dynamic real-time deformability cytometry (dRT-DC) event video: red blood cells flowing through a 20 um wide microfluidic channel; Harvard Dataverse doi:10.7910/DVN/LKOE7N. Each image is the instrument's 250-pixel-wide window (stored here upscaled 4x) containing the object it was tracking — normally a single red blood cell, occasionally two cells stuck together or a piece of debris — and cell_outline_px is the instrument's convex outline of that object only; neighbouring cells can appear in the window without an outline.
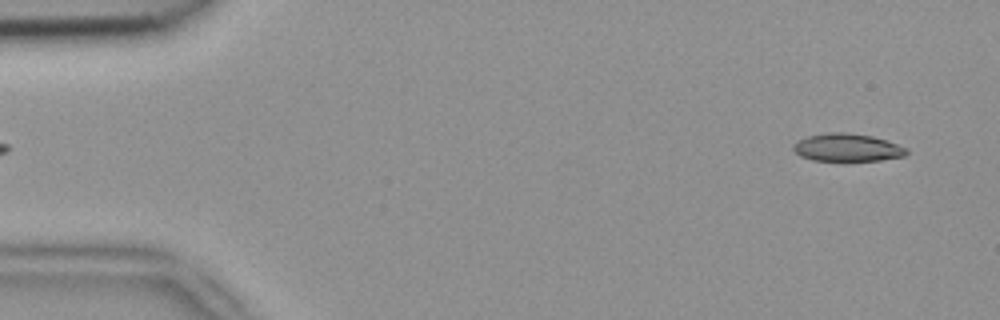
{"species": "common noctule bat (a hibernating species)", "species_latin": "Nyctalus noctula", "temperature_condition": "room temperature", "stored_images_in_passage": 50, "camera_frame_rate_fps": 3000, "um_per_image_px": 0.085, "animal": {"sex": "female", "body_mass_g": 18.4}, "frame": {"image": 1, "passage_image": 2, "time_ms": 0.333, "image_size_px": [1000, 320], "cell_outline_px": [[908, 152], [904, 156], [880, 160], [840, 164], [812, 160], [800, 156], [792, 148], [792, 144], [808, 136], [828, 132], [844, 132], [872, 136], [908, 148]], "centroid_in_image_um": [71.99, 12.6], "position_along_channel_um": 13.0, "area_um2": 19.07}}
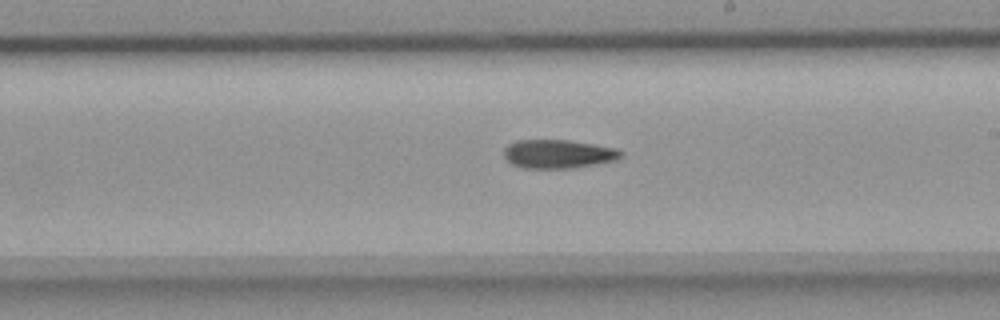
{"frame": {"image": 2, "passage_image": 28, "time_ms": 9.0, "image_size_px": [1000, 320], "cell_outline_px": [[624, 156], [616, 160], [596, 164], [572, 168], [524, 168], [512, 164], [504, 156], [504, 148], [508, 144], [516, 140], [568, 140], [616, 148], [624, 152]], "centroid_in_image_um": [47.46, 13.08], "position_along_channel_um": 241.5, "area_um2": 19.59}}
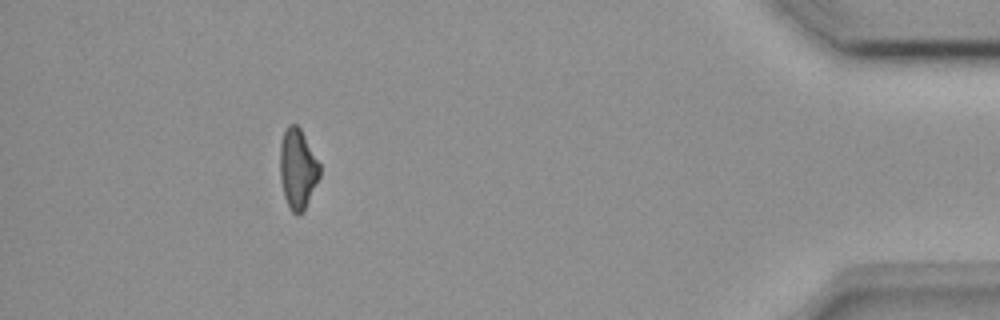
{"frame": {"image": 3, "passage_image": 45, "time_ms": 14.667, "image_size_px": [1000, 320], "cell_outline_px": [[320, 176], [304, 208], [296, 216], [292, 212], [284, 196], [280, 180], [280, 144], [284, 132], [288, 124], [296, 124], [300, 128], [320, 164]], "centroid_in_image_um": [25.29, 14.32], "position_along_channel_um": 409.9, "area_um2": 18.26}}